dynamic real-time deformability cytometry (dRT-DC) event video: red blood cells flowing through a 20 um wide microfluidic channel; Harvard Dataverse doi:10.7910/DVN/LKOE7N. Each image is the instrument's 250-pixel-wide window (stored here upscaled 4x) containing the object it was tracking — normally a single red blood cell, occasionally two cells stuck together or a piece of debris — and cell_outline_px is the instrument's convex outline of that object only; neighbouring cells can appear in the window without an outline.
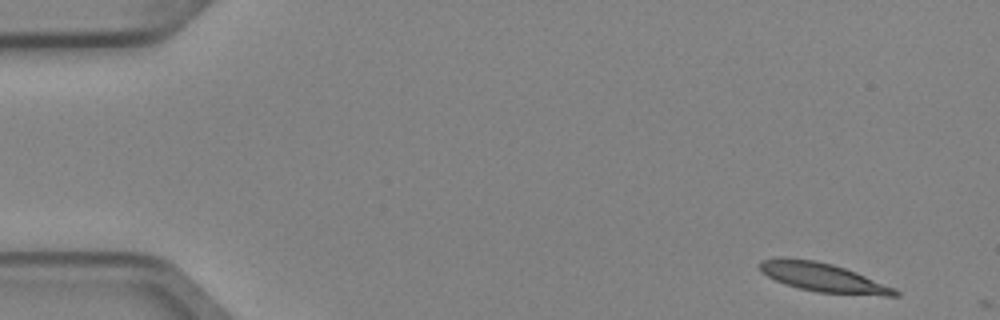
{"species": "Egyptian fruit bat (a non-hibernating species)", "species_latin": "Rousettus aegyptiacus", "temperature_condition": "cold", "stored_images_in_passage": 2, "camera_frame_rate_fps": 3000, "um_per_image_px": 0.085, "animal": {"sex": "female"}, "frame": {"image": 1, "passage_image": 1, "time_ms": 0.0, "image_size_px": [1000, 320], "cell_outline_px": [[900, 296], [884, 296], [820, 292], [800, 288], [784, 284], [760, 272], [756, 264], [760, 260], [780, 256], [784, 256], [816, 260], [832, 264], [856, 272], [896, 288], [900, 292]], "centroid_in_image_um": [69.91, 23.55], "position_along_channel_um": 15.1, "area_um2": 23.12}}